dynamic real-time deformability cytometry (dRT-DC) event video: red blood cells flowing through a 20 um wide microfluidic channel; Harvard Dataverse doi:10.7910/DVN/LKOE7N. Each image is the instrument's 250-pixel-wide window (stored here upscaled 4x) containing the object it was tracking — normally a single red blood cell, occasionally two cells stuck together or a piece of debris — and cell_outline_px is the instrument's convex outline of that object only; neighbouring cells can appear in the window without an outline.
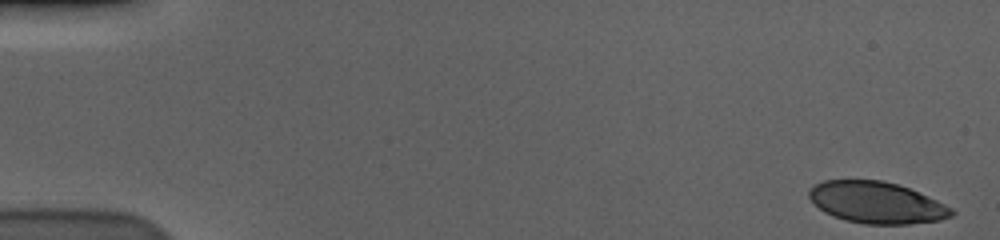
{"species": "human", "species_latin": "Homo sapiens", "temperature_condition": "cold", "stored_images_in_passage": 57, "camera_frame_rate_fps": 3000, "um_per_image_px": 0.085, "donor": {"sex": "male"}, "frame": {"image": 1, "passage_image": 1, "time_ms": 0.0, "image_size_px": [1000, 240], "cell_outline_px": [[956, 212], [952, 216], [940, 220], [908, 224], [864, 224], [844, 220], [832, 216], [824, 212], [808, 196], [808, 192], [812, 184], [824, 180], [880, 180], [896, 184], [908, 188], [936, 200], [952, 208]], "centroid_in_image_um": [74.48, 17.22], "position_along_channel_um": 10.5, "area_um2": 34.45}}
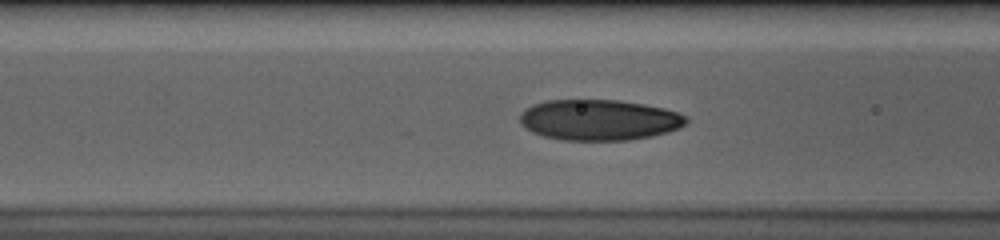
{"frame": {"image": 2, "passage_image": 23, "time_ms": 7.333, "image_size_px": [1000, 240], "cell_outline_px": [[688, 120], [680, 128], [668, 132], [652, 136], [628, 140], [564, 140], [544, 136], [532, 132], [520, 124], [520, 112], [524, 108], [532, 104], [548, 100], [620, 100], [644, 104], [664, 108], [688, 116]], "centroid_in_image_um": [50.91, 10.19], "position_along_channel_um": 115.7, "area_um2": 39.71}}
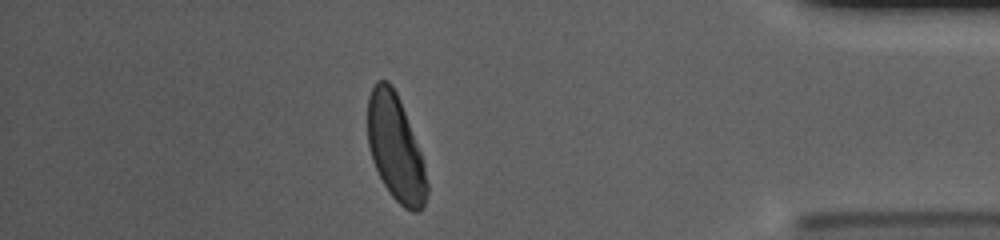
{"frame": {"image": 3, "passage_image": 50, "time_ms": 16.333, "image_size_px": [1000, 240], "cell_outline_px": [[428, 192], [424, 204], [416, 212], [412, 212], [404, 208], [388, 192], [372, 160], [368, 144], [368, 96], [376, 80], [388, 80], [392, 84], [400, 100], [420, 152], [424, 164], [428, 184]], "centroid_in_image_um": [33.61, 12.57], "position_along_channel_um": 401.6, "area_um2": 36.36}, "authors_computed_cell_mechanics": {"area_um2": 37.9746, "velocity_mm_per_s": 3.5707, "shape_relaxation_time_tau1_ms": 4.4069, "shape_relaxation_time_tau2_ms": 0.9481, "deformation_change_tau1": 0.164, "deformation_change_tau2": 0.0544}}